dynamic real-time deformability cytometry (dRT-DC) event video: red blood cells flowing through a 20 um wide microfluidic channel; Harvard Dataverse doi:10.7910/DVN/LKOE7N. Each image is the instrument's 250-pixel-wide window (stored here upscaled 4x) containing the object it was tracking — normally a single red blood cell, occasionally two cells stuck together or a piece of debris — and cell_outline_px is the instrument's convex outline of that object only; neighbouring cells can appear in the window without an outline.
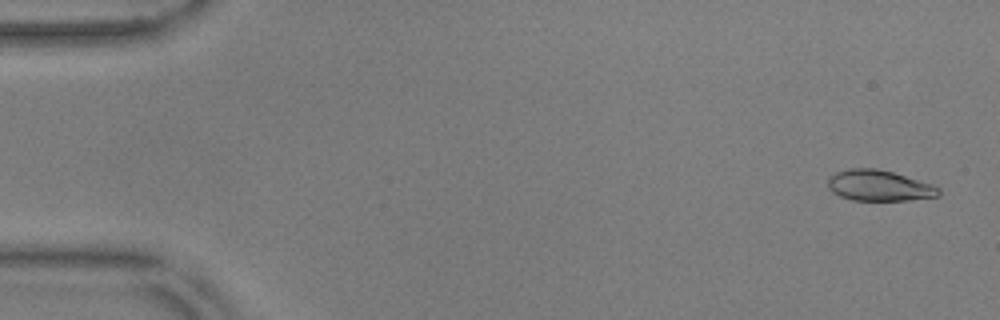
{"species": "common noctule bat (a hibernating species)", "species_latin": "Nyctalus noctula", "temperature_condition": "warm", "stored_images_in_passage": 54, "camera_frame_rate_fps": 3000, "um_per_image_px": 0.085, "animal": {"sex": "male", "body_mass_g": 17.9, "forearm_length_mm": 54.2}, "frame": {"image": 1, "passage_image": 2, "time_ms": 0.333, "image_size_px": [1000, 320], "cell_outline_px": [[940, 196], [908, 200], [852, 200], [840, 196], [832, 192], [828, 188], [828, 176], [836, 172], [848, 168], [876, 168], [892, 172], [932, 184], [940, 188]], "centroid_in_image_um": [74.7, 15.77], "position_along_channel_um": 10.3, "area_um2": 19.94}}
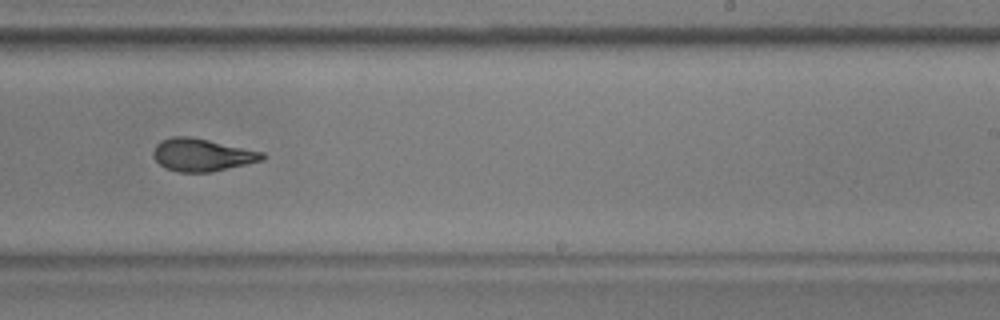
{"frame": {"image": 2, "passage_image": 34, "time_ms": 11.0, "image_size_px": [1000, 320], "cell_outline_px": [[264, 160], [212, 172], [180, 172], [164, 168], [156, 160], [152, 152], [156, 144], [160, 140], [172, 136], [188, 136], [208, 140], [264, 152]], "centroid_in_image_um": [17.15, 13.17], "position_along_channel_um": 271.9, "area_um2": 20.69}}
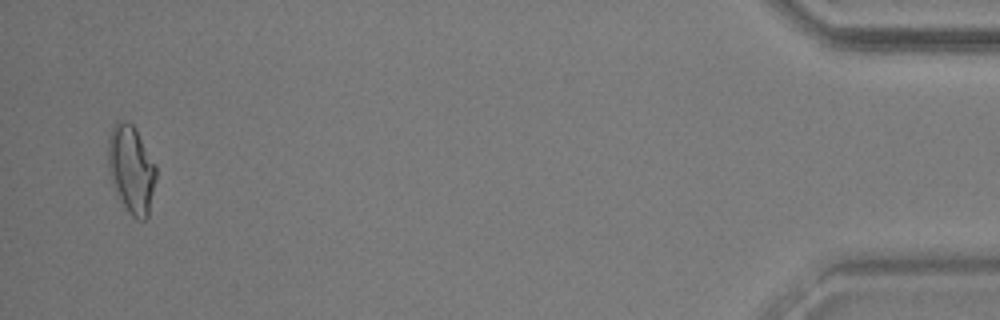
{"frame": {"image": 3, "passage_image": 53, "time_ms": 17.333, "image_size_px": [1000, 320], "cell_outline_px": [[156, 180], [148, 216], [144, 220], [140, 220], [132, 216], [128, 212], [116, 196], [112, 184], [108, 168], [108, 136], [116, 120], [124, 120], [132, 124], [136, 128], [156, 164]], "centroid_in_image_um": [11.15, 14.38], "position_along_channel_um": 424.0, "area_um2": 25.03}, "authors_computed_cell_mechanics": {"area_um2": 20.9814, "velocity_mm_per_s": 3.6803, "shape_relaxation_time_tau1_ms": 4.3271, "shape_relaxation_time_tau2_ms": 2.0469, "deformation_change_tau1": 0.1665, "deformation_change_tau2": 0.086}}